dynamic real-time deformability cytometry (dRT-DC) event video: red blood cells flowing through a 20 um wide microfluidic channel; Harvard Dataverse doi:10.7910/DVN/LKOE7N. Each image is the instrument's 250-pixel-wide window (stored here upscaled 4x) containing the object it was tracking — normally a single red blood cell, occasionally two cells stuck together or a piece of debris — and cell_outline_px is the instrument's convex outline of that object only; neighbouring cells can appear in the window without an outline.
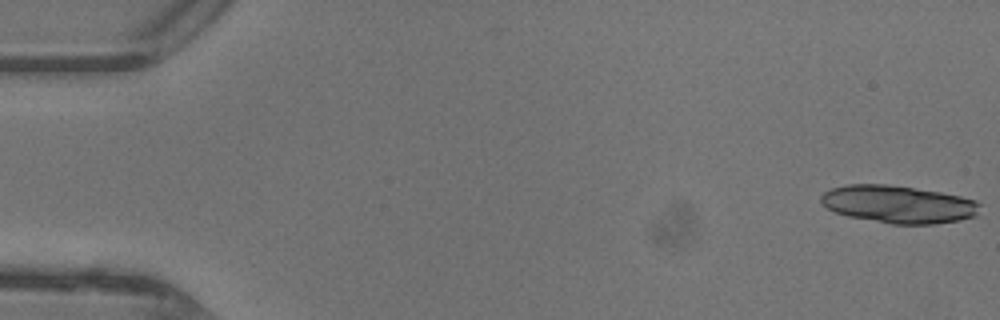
{"species": "common noctule bat (a hibernating species)", "species_latin": "Nyctalus noctula", "temperature_condition": "warm", "stored_images_in_passage": 47, "camera_frame_rate_fps": 3000, "um_per_image_px": 0.085, "animal": {"sex": "female"}, "frame": {"image": 1, "passage_image": 1, "time_ms": 0.0, "image_size_px": [1000, 320], "cell_outline_px": [[980, 216], [960, 220], [936, 224], [892, 224], [848, 216], [836, 212], [820, 204], [820, 196], [824, 192], [832, 188], [848, 184], [884, 184], [940, 192], [960, 196], [976, 200], [980, 204]], "centroid_in_image_um": [76.39, 17.37], "position_along_channel_um": 8.6, "area_um2": 34.97}}
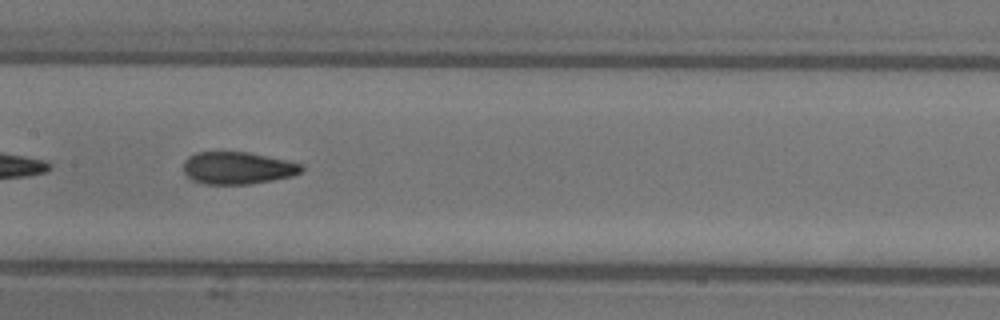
{"frame": {"image": 2, "passage_image": 24, "time_ms": 7.667, "image_size_px": [1000, 320], "cell_outline_px": [[304, 168], [300, 172], [292, 176], [252, 184], [204, 184], [192, 180], [184, 172], [184, 160], [188, 156], [196, 152], [248, 152], [304, 164]], "centroid_in_image_um": [20.19, 14.28], "position_along_channel_um": 187.2, "area_um2": 22.25}}
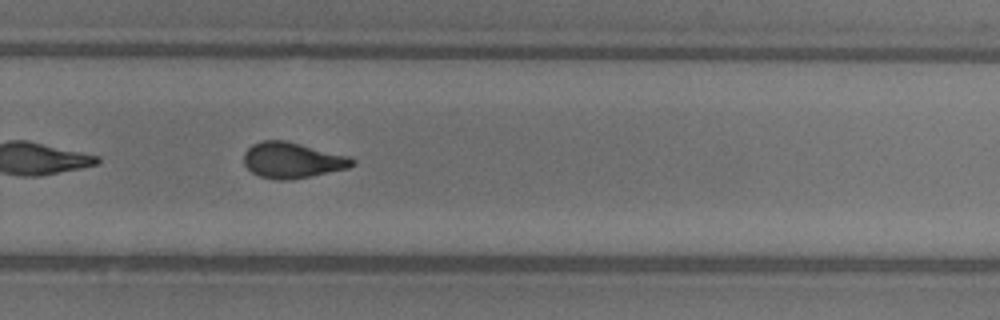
{"frame": {"image": 3, "passage_image": 32, "time_ms": 10.333, "image_size_px": [1000, 320], "cell_outline_px": [[356, 164], [348, 168], [312, 176], [288, 180], [276, 180], [260, 176], [252, 172], [244, 164], [244, 152], [252, 144], [264, 140], [284, 140], [348, 156], [356, 160]], "centroid_in_image_um": [24.84, 13.63], "position_along_channel_um": 305.0, "area_um2": 22.48}, "authors_computed_cell_mechanics": {"area_um2": 22.7732, "velocity_mm_per_s": 4.4389, "shape_relaxation_time_tau1_ms": 6.7264, "shape_relaxation_time_tau2_ms": 1.367, "deformation_change_tau1": 0.1994, "deformation_change_tau2": 0.0837}}